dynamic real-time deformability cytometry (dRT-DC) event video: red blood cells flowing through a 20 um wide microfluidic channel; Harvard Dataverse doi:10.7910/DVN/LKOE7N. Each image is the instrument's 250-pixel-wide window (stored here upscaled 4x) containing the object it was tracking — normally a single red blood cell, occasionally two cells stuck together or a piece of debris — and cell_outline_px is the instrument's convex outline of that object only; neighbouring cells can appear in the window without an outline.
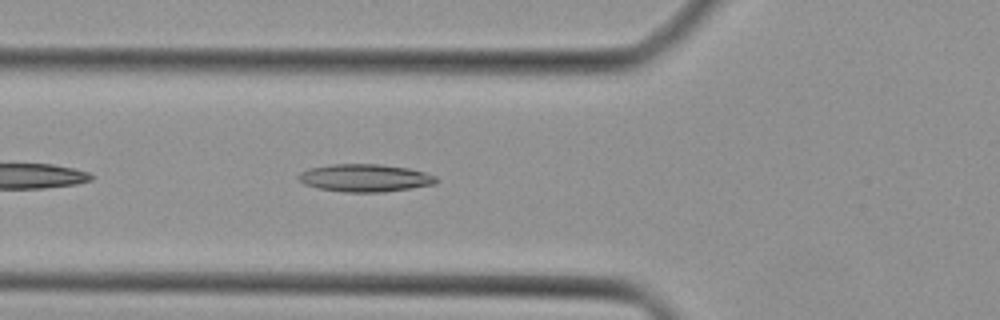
{"species": "Egyptian fruit bat (a non-hibernating species)", "species_latin": "Rousettus aegyptiacus", "temperature_condition": "cold", "stored_images_in_passage": 32, "camera_frame_rate_fps": 3000, "um_per_image_px": 0.085, "animal": {"sex": "female"}, "frame": {"image": 1, "passage_image": 5, "time_ms": 1.333, "image_size_px": [1000, 320], "cell_outline_px": [[436, 184], [412, 188], [384, 192], [344, 192], [316, 188], [304, 184], [296, 176], [300, 172], [308, 168], [332, 164], [380, 164], [408, 168], [424, 172], [436, 176]], "centroid_in_image_um": [30.99, 15.12], "position_along_channel_um": 94.8, "area_um2": 22.31}}
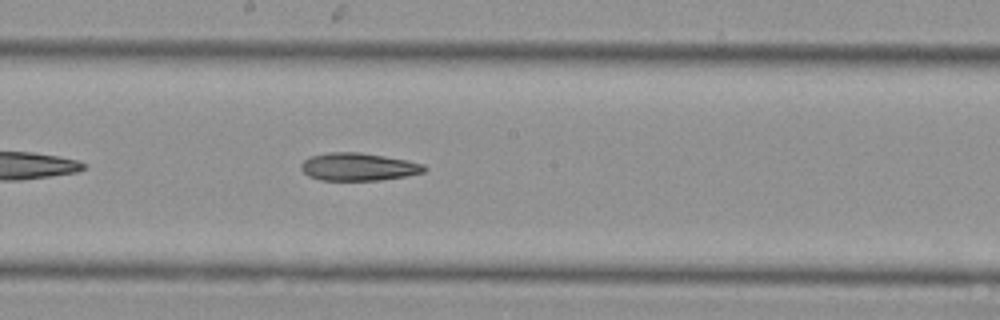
{"frame": {"image": 2, "passage_image": 13, "time_ms": 4.0, "image_size_px": [1000, 320], "cell_outline_px": [[428, 168], [424, 172], [408, 176], [380, 180], [320, 180], [308, 176], [300, 168], [300, 164], [308, 156], [328, 152], [360, 152], [408, 160], [424, 164]], "centroid_in_image_um": [30.46, 14.17], "position_along_channel_um": 217.7, "area_um2": 20.17}}
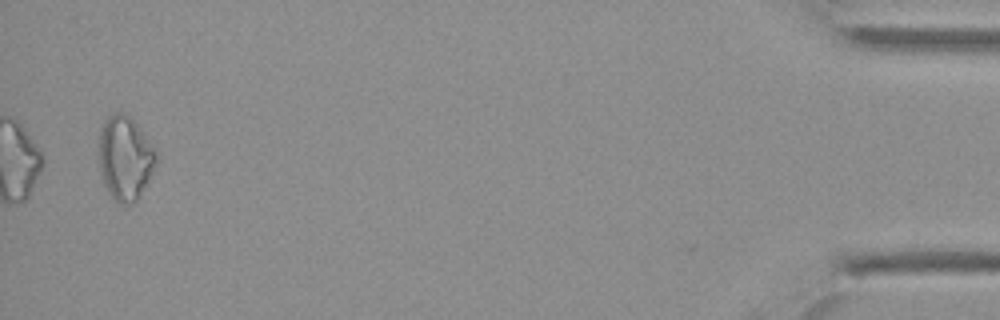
{"frame": {"image": 3, "passage_image": 32, "time_ms": 10.333, "image_size_px": [1000, 320], "cell_outline_px": [[156, 164], [148, 180], [136, 200], [132, 204], [120, 204], [108, 192], [104, 184], [100, 172], [100, 128], [104, 116], [116, 112], [128, 116], [140, 128], [156, 148]], "centroid_in_image_um": [10.63, 13.41], "position_along_channel_um": 424.6, "area_um2": 27.86}}